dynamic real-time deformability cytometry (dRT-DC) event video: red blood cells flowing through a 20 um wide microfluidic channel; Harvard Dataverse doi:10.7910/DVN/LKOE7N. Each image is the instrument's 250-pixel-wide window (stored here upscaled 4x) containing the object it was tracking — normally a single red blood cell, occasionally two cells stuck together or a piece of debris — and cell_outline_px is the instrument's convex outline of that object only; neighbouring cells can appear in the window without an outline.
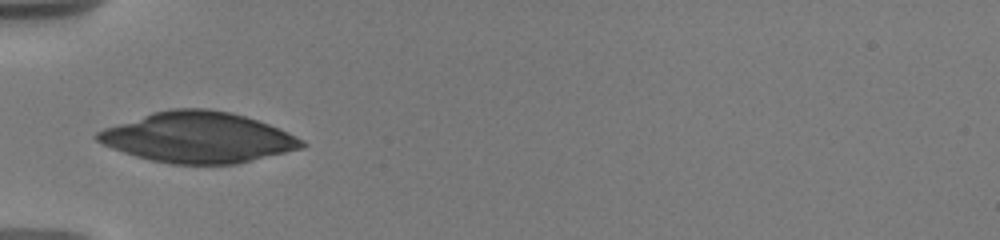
{"species": "human", "species_latin": "Homo sapiens", "temperature_condition": "warm", "stored_images_in_passage": 44, "camera_frame_rate_fps": 3000, "um_per_image_px": 0.085, "donor": {"sex": "male"}, "frame": {"image": 1, "passage_image": 1, "time_ms": 0.0, "image_size_px": [1000, 240], "cell_outline_px": [[308, 144], [304, 148], [236, 164], [172, 164], [152, 160], [136, 156], [124, 152], [104, 144], [96, 140], [92, 136], [96, 132], [104, 128], [152, 112], [172, 108], [208, 108], [232, 112], [280, 128], [304, 140]], "centroid_in_image_um": [16.86, 11.67], "position_along_channel_um": 68.1, "area_um2": 60.29}}
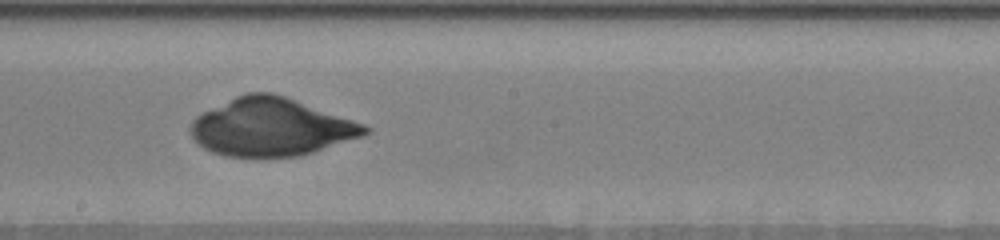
{"frame": {"image": 2, "passage_image": 21, "time_ms": 4.333, "image_size_px": [1000, 240], "cell_outline_px": [[372, 128], [368, 132], [360, 136], [300, 156], [228, 156], [212, 152], [204, 148], [192, 136], [188, 128], [192, 120], [196, 116], [244, 92], [272, 92], [284, 96], [364, 124]], "centroid_in_image_um": [23.01, 10.79], "position_along_channel_um": 225.2, "area_um2": 57.86}}
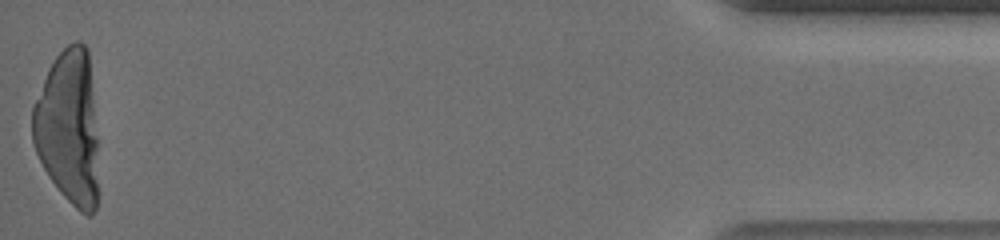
{"frame": {"image": 3, "passage_image": 44, "time_ms": 12.0, "image_size_px": [1000, 240], "cell_outline_px": [[96, 208], [92, 216], [88, 216], [80, 212], [60, 192], [48, 176], [36, 152], [32, 140], [32, 108], [48, 68], [56, 56], [68, 44], [76, 40], [80, 40], [88, 48], [96, 136]], "centroid_in_image_um": [5.79, 10.81], "position_along_channel_um": 429.4, "area_um2": 58.78}}